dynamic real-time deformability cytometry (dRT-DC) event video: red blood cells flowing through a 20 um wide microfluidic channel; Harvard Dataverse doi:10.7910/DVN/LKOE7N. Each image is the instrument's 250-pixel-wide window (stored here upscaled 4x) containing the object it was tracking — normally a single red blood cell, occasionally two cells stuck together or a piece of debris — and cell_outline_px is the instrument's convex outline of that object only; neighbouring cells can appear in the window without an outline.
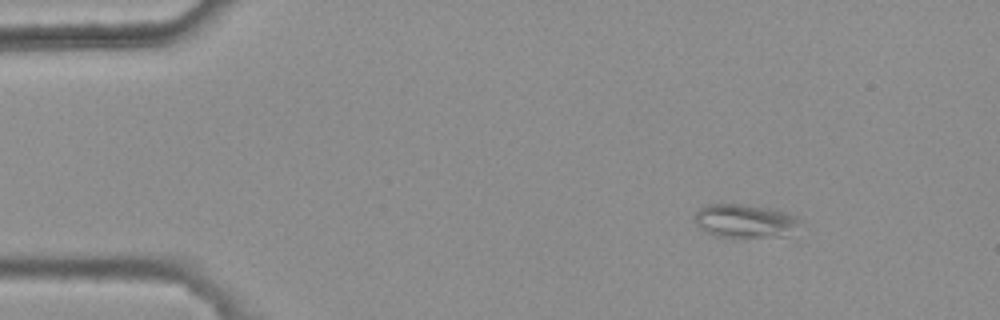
{"species": "common noctule bat (a hibernating species)", "species_latin": "Nyctalus noctula", "temperature_condition": "warm", "stored_images_in_passage": 5, "camera_frame_rate_fps": 3000, "um_per_image_px": 0.085, "animal": {"sex": "female", "body_mass_g": 25.1}, "frame": {"image": 1, "passage_image": 1, "time_ms": 0.0, "image_size_px": [1000, 320], "cell_outline_px": [[800, 220], [788, 236], [736, 240], [732, 240], [716, 236], [700, 228], [696, 224], [692, 216], [704, 204], [740, 204], [776, 208], [796, 216]], "centroid_in_image_um": [63.29, 18.82], "position_along_channel_um": 21.7, "area_um2": 21.56}}